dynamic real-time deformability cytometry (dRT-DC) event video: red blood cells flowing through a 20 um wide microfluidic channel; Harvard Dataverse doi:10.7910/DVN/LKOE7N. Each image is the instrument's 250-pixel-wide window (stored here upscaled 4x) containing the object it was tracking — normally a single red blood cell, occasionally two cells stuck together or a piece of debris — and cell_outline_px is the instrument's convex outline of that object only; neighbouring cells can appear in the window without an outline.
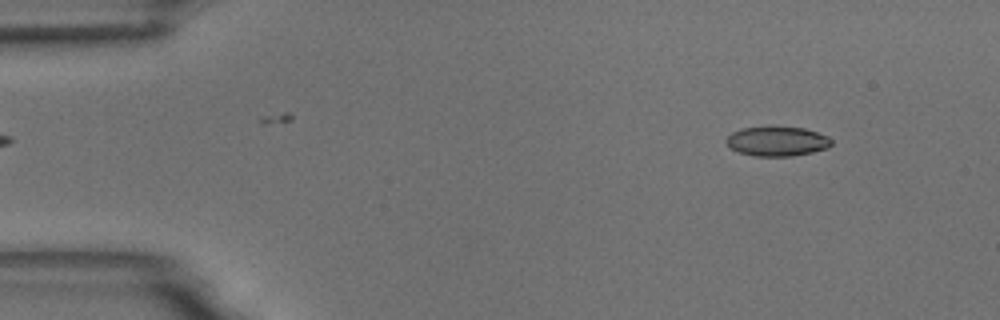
{"species": "common noctule bat (a hibernating species)", "species_latin": "Nyctalus noctula", "temperature_condition": "room temperature", "stored_images_in_passage": 50, "camera_frame_rate_fps": 3000, "um_per_image_px": 0.085, "animal": {"sex": "male", "body_mass_g": 18.8}, "frame": {"image": 1, "passage_image": 1, "time_ms": 0.0, "image_size_px": [1000, 320], "cell_outline_px": [[832, 144], [828, 148], [812, 152], [792, 156], [756, 156], [740, 152], [728, 148], [724, 140], [732, 132], [740, 128], [772, 124], [804, 128], [828, 136], [832, 140]], "centroid_in_image_um": [66.02, 11.97], "position_along_channel_um": 19.0, "area_um2": 18.84}}
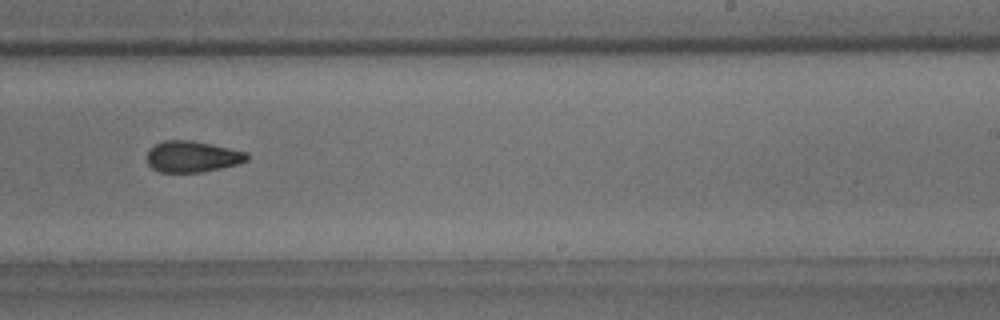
{"frame": {"image": 2, "passage_image": 29, "time_ms": 9.333, "image_size_px": [1000, 320], "cell_outline_px": [[248, 160], [236, 164], [220, 168], [200, 172], [160, 172], [152, 168], [148, 164], [148, 152], [156, 144], [164, 140], [192, 140], [248, 152]], "centroid_in_image_um": [16.35, 13.31], "position_along_channel_um": 272.6, "area_um2": 17.98}}
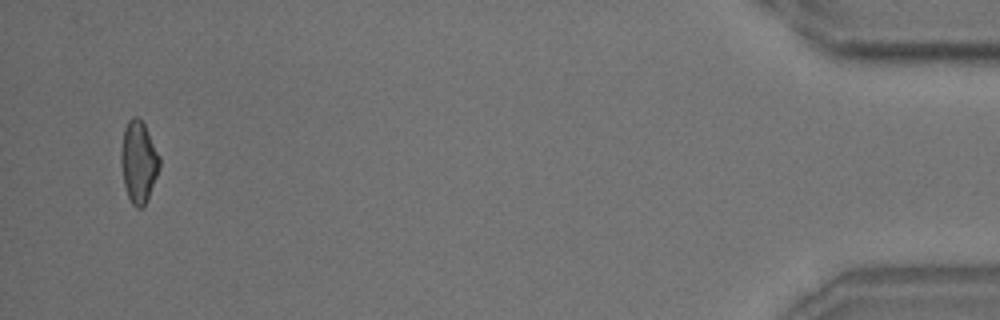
{"frame": {"image": 3, "passage_image": 48, "time_ms": 15.667, "image_size_px": [1000, 320], "cell_outline_px": [[160, 164], [156, 176], [148, 196], [144, 204], [140, 208], [136, 208], [132, 204], [128, 196], [124, 184], [120, 164], [120, 152], [124, 128], [128, 120], [132, 116], [140, 116], [160, 156]], "centroid_in_image_um": [11.75, 13.7], "position_along_channel_um": 423.4, "area_um2": 18.26}, "authors_computed_cell_mechanics": {"area_um2": 18.6116, "velocity_mm_per_s": 3.6812, "shape_relaxation_time_tau1_ms": 6.5017, "shape_relaxation_time_tau2_ms": 2.8104, "deformation_change_tau1": 0.1337, "deformation_change_tau2": 0.0901}}